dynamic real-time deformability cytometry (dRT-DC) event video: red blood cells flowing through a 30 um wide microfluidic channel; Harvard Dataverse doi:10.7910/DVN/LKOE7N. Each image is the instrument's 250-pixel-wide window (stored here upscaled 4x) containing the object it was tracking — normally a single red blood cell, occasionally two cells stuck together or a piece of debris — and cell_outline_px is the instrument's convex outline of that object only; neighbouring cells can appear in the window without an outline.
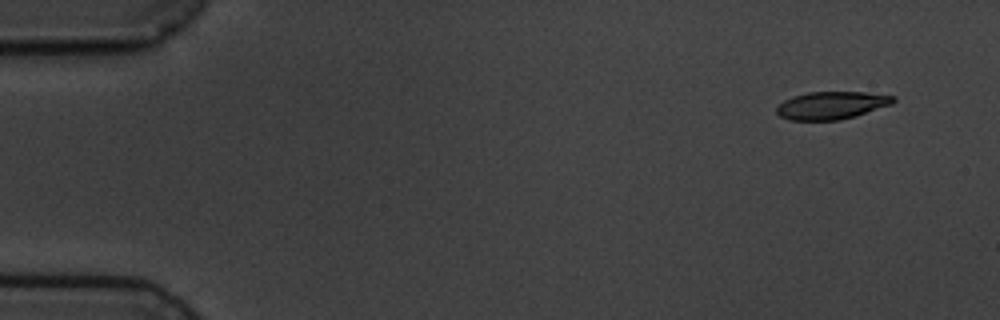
{"species": "common noctule bat (a hibernating species)", "species_latin": "Nyctalus noctula", "temperature_condition": "cold", "stored_images_in_passage": 5, "camera_frame_rate_fps": 3000, "um_per_image_px": 0.085, "animal": {"sex": "male", "body_mass_g": 19.5, "forearm_length_mm": 54.6}, "frame": {"image": 1, "passage_image": 1, "time_ms": 0.0, "image_size_px": [1000, 320], "cell_outline_px": [[896, 100], [892, 104], [856, 116], [840, 120], [788, 120], [780, 116], [776, 112], [776, 108], [784, 100], [792, 96], [808, 92], [864, 92], [896, 96]], "centroid_in_image_um": [70.68, 8.95], "position_along_channel_um": 14.3, "area_um2": 18.9}}
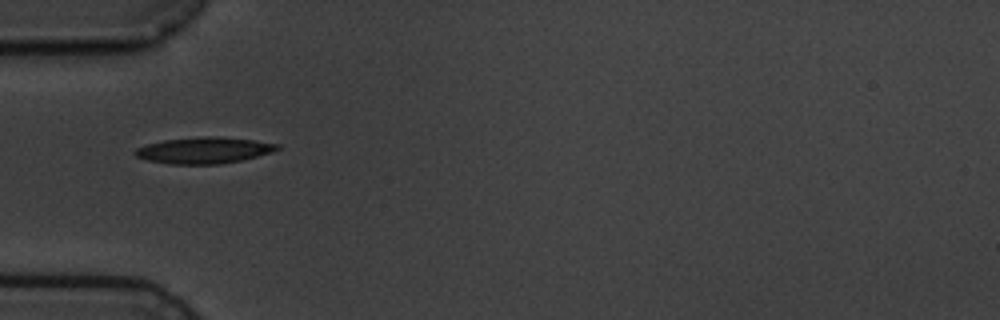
{"frame": {"image": 2, "passage_image": 5, "time_ms": 4.667, "image_size_px": [1000, 320], "cell_outline_px": [[280, 148], [272, 152], [244, 160], [220, 164], [168, 164], [148, 160], [136, 156], [132, 152], [136, 148], [148, 144], [164, 140], [204, 136], [212, 136], [252, 140], [280, 144]], "centroid_in_image_um": [17.34, 12.78], "position_along_channel_um": 67.7, "area_um2": 21.73}}